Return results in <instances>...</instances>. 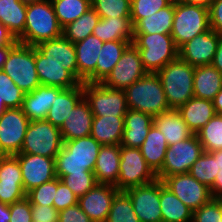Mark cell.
<instances>
[{"label": "cell", "mask_w": 222, "mask_h": 222, "mask_svg": "<svg viewBox=\"0 0 222 222\" xmlns=\"http://www.w3.org/2000/svg\"><path fill=\"white\" fill-rule=\"evenodd\" d=\"M35 48L41 53V63L62 64L78 80L75 46L63 35L41 42Z\"/></svg>", "instance_id": "d6986e66"}, {"label": "cell", "mask_w": 222, "mask_h": 222, "mask_svg": "<svg viewBox=\"0 0 222 222\" xmlns=\"http://www.w3.org/2000/svg\"><path fill=\"white\" fill-rule=\"evenodd\" d=\"M215 158H217V166L222 169V149L210 152Z\"/></svg>", "instance_id": "e7e4bbea"}, {"label": "cell", "mask_w": 222, "mask_h": 222, "mask_svg": "<svg viewBox=\"0 0 222 222\" xmlns=\"http://www.w3.org/2000/svg\"><path fill=\"white\" fill-rule=\"evenodd\" d=\"M210 192L213 198L222 199V169H219Z\"/></svg>", "instance_id": "6f0895ef"}, {"label": "cell", "mask_w": 222, "mask_h": 222, "mask_svg": "<svg viewBox=\"0 0 222 222\" xmlns=\"http://www.w3.org/2000/svg\"><path fill=\"white\" fill-rule=\"evenodd\" d=\"M35 67L41 85L69 89L81 84L62 64L41 63V53L36 48Z\"/></svg>", "instance_id": "d4e9b609"}, {"label": "cell", "mask_w": 222, "mask_h": 222, "mask_svg": "<svg viewBox=\"0 0 222 222\" xmlns=\"http://www.w3.org/2000/svg\"><path fill=\"white\" fill-rule=\"evenodd\" d=\"M100 20V16L93 8L81 15L77 20L62 28V35L73 44L92 35L93 29Z\"/></svg>", "instance_id": "8d00e7d4"}, {"label": "cell", "mask_w": 222, "mask_h": 222, "mask_svg": "<svg viewBox=\"0 0 222 222\" xmlns=\"http://www.w3.org/2000/svg\"><path fill=\"white\" fill-rule=\"evenodd\" d=\"M213 106L216 114L222 115V89L219 93L214 97Z\"/></svg>", "instance_id": "6125c7cd"}, {"label": "cell", "mask_w": 222, "mask_h": 222, "mask_svg": "<svg viewBox=\"0 0 222 222\" xmlns=\"http://www.w3.org/2000/svg\"><path fill=\"white\" fill-rule=\"evenodd\" d=\"M132 44L138 49L147 72L156 73L179 56L170 34L134 33Z\"/></svg>", "instance_id": "5b68a950"}, {"label": "cell", "mask_w": 222, "mask_h": 222, "mask_svg": "<svg viewBox=\"0 0 222 222\" xmlns=\"http://www.w3.org/2000/svg\"><path fill=\"white\" fill-rule=\"evenodd\" d=\"M124 92L128 109L143 112L153 118L171 109L157 73L147 72Z\"/></svg>", "instance_id": "3957f363"}, {"label": "cell", "mask_w": 222, "mask_h": 222, "mask_svg": "<svg viewBox=\"0 0 222 222\" xmlns=\"http://www.w3.org/2000/svg\"><path fill=\"white\" fill-rule=\"evenodd\" d=\"M174 0H131L130 18L133 26L142 18L169 6Z\"/></svg>", "instance_id": "ee69618b"}, {"label": "cell", "mask_w": 222, "mask_h": 222, "mask_svg": "<svg viewBox=\"0 0 222 222\" xmlns=\"http://www.w3.org/2000/svg\"><path fill=\"white\" fill-rule=\"evenodd\" d=\"M184 4L199 5L209 9L214 0H175Z\"/></svg>", "instance_id": "94428289"}, {"label": "cell", "mask_w": 222, "mask_h": 222, "mask_svg": "<svg viewBox=\"0 0 222 222\" xmlns=\"http://www.w3.org/2000/svg\"><path fill=\"white\" fill-rule=\"evenodd\" d=\"M193 84L194 97L213 100L222 89V73L211 64L196 66Z\"/></svg>", "instance_id": "f546056e"}, {"label": "cell", "mask_w": 222, "mask_h": 222, "mask_svg": "<svg viewBox=\"0 0 222 222\" xmlns=\"http://www.w3.org/2000/svg\"><path fill=\"white\" fill-rule=\"evenodd\" d=\"M124 117H93L90 135L101 145H121Z\"/></svg>", "instance_id": "4dcf8cb0"}, {"label": "cell", "mask_w": 222, "mask_h": 222, "mask_svg": "<svg viewBox=\"0 0 222 222\" xmlns=\"http://www.w3.org/2000/svg\"><path fill=\"white\" fill-rule=\"evenodd\" d=\"M153 125V117L128 109L124 116V132L121 146L140 148Z\"/></svg>", "instance_id": "603a6c76"}, {"label": "cell", "mask_w": 222, "mask_h": 222, "mask_svg": "<svg viewBox=\"0 0 222 222\" xmlns=\"http://www.w3.org/2000/svg\"><path fill=\"white\" fill-rule=\"evenodd\" d=\"M210 29L208 8L174 0V19L170 35L178 49L193 37Z\"/></svg>", "instance_id": "8992f818"}, {"label": "cell", "mask_w": 222, "mask_h": 222, "mask_svg": "<svg viewBox=\"0 0 222 222\" xmlns=\"http://www.w3.org/2000/svg\"><path fill=\"white\" fill-rule=\"evenodd\" d=\"M210 28L222 35V0H214L209 7Z\"/></svg>", "instance_id": "11a10c76"}, {"label": "cell", "mask_w": 222, "mask_h": 222, "mask_svg": "<svg viewBox=\"0 0 222 222\" xmlns=\"http://www.w3.org/2000/svg\"><path fill=\"white\" fill-rule=\"evenodd\" d=\"M119 165L120 145H102L93 170L97 184L115 186L119 177Z\"/></svg>", "instance_id": "cb8c5ba5"}, {"label": "cell", "mask_w": 222, "mask_h": 222, "mask_svg": "<svg viewBox=\"0 0 222 222\" xmlns=\"http://www.w3.org/2000/svg\"><path fill=\"white\" fill-rule=\"evenodd\" d=\"M13 47L14 46H6L0 48V71L3 70L4 63L6 62L9 52Z\"/></svg>", "instance_id": "be15d7a7"}, {"label": "cell", "mask_w": 222, "mask_h": 222, "mask_svg": "<svg viewBox=\"0 0 222 222\" xmlns=\"http://www.w3.org/2000/svg\"><path fill=\"white\" fill-rule=\"evenodd\" d=\"M63 147L59 127L47 120L30 121L20 153L55 158Z\"/></svg>", "instance_id": "ba28073f"}, {"label": "cell", "mask_w": 222, "mask_h": 222, "mask_svg": "<svg viewBox=\"0 0 222 222\" xmlns=\"http://www.w3.org/2000/svg\"><path fill=\"white\" fill-rule=\"evenodd\" d=\"M174 19V1L149 17L140 19L134 25V33L171 34Z\"/></svg>", "instance_id": "e575fe53"}, {"label": "cell", "mask_w": 222, "mask_h": 222, "mask_svg": "<svg viewBox=\"0 0 222 222\" xmlns=\"http://www.w3.org/2000/svg\"><path fill=\"white\" fill-rule=\"evenodd\" d=\"M105 222H140L130 197L124 191H119L113 198Z\"/></svg>", "instance_id": "60d3db41"}, {"label": "cell", "mask_w": 222, "mask_h": 222, "mask_svg": "<svg viewBox=\"0 0 222 222\" xmlns=\"http://www.w3.org/2000/svg\"><path fill=\"white\" fill-rule=\"evenodd\" d=\"M153 124L163 133L168 146L193 135L177 109H170L154 117Z\"/></svg>", "instance_id": "83f0119b"}, {"label": "cell", "mask_w": 222, "mask_h": 222, "mask_svg": "<svg viewBox=\"0 0 222 222\" xmlns=\"http://www.w3.org/2000/svg\"><path fill=\"white\" fill-rule=\"evenodd\" d=\"M129 44V41H107L103 43L96 63V83H102L107 78Z\"/></svg>", "instance_id": "d590c367"}, {"label": "cell", "mask_w": 222, "mask_h": 222, "mask_svg": "<svg viewBox=\"0 0 222 222\" xmlns=\"http://www.w3.org/2000/svg\"><path fill=\"white\" fill-rule=\"evenodd\" d=\"M146 73L138 49L130 43L102 84L112 89L125 90Z\"/></svg>", "instance_id": "7c38bea8"}, {"label": "cell", "mask_w": 222, "mask_h": 222, "mask_svg": "<svg viewBox=\"0 0 222 222\" xmlns=\"http://www.w3.org/2000/svg\"><path fill=\"white\" fill-rule=\"evenodd\" d=\"M10 222H32L31 203L27 197L10 204Z\"/></svg>", "instance_id": "f907efd6"}, {"label": "cell", "mask_w": 222, "mask_h": 222, "mask_svg": "<svg viewBox=\"0 0 222 222\" xmlns=\"http://www.w3.org/2000/svg\"><path fill=\"white\" fill-rule=\"evenodd\" d=\"M51 2L62 28L92 8L91 2L87 0H51Z\"/></svg>", "instance_id": "74e56055"}, {"label": "cell", "mask_w": 222, "mask_h": 222, "mask_svg": "<svg viewBox=\"0 0 222 222\" xmlns=\"http://www.w3.org/2000/svg\"><path fill=\"white\" fill-rule=\"evenodd\" d=\"M93 117L89 103L83 98L59 128L63 142L89 136Z\"/></svg>", "instance_id": "7402d4cb"}, {"label": "cell", "mask_w": 222, "mask_h": 222, "mask_svg": "<svg viewBox=\"0 0 222 222\" xmlns=\"http://www.w3.org/2000/svg\"><path fill=\"white\" fill-rule=\"evenodd\" d=\"M195 67L179 56L157 73L171 109H178L194 97L193 80Z\"/></svg>", "instance_id": "277c9868"}, {"label": "cell", "mask_w": 222, "mask_h": 222, "mask_svg": "<svg viewBox=\"0 0 222 222\" xmlns=\"http://www.w3.org/2000/svg\"><path fill=\"white\" fill-rule=\"evenodd\" d=\"M30 123L22 108L7 109L0 117V149L5 155L20 153Z\"/></svg>", "instance_id": "4fadbf2b"}, {"label": "cell", "mask_w": 222, "mask_h": 222, "mask_svg": "<svg viewBox=\"0 0 222 222\" xmlns=\"http://www.w3.org/2000/svg\"><path fill=\"white\" fill-rule=\"evenodd\" d=\"M140 222H162L160 209V179L124 191Z\"/></svg>", "instance_id": "5bb4252c"}, {"label": "cell", "mask_w": 222, "mask_h": 222, "mask_svg": "<svg viewBox=\"0 0 222 222\" xmlns=\"http://www.w3.org/2000/svg\"><path fill=\"white\" fill-rule=\"evenodd\" d=\"M78 204V197L57 177V190L53 199V206L57 211Z\"/></svg>", "instance_id": "681fc988"}, {"label": "cell", "mask_w": 222, "mask_h": 222, "mask_svg": "<svg viewBox=\"0 0 222 222\" xmlns=\"http://www.w3.org/2000/svg\"><path fill=\"white\" fill-rule=\"evenodd\" d=\"M192 222H222V199L211 198L194 211Z\"/></svg>", "instance_id": "c3c4849f"}, {"label": "cell", "mask_w": 222, "mask_h": 222, "mask_svg": "<svg viewBox=\"0 0 222 222\" xmlns=\"http://www.w3.org/2000/svg\"><path fill=\"white\" fill-rule=\"evenodd\" d=\"M3 71L24 92L40 86L35 67V46L17 43L9 52Z\"/></svg>", "instance_id": "52a82bcc"}, {"label": "cell", "mask_w": 222, "mask_h": 222, "mask_svg": "<svg viewBox=\"0 0 222 222\" xmlns=\"http://www.w3.org/2000/svg\"><path fill=\"white\" fill-rule=\"evenodd\" d=\"M91 5L100 18L130 17L131 0H93Z\"/></svg>", "instance_id": "b9f144b4"}, {"label": "cell", "mask_w": 222, "mask_h": 222, "mask_svg": "<svg viewBox=\"0 0 222 222\" xmlns=\"http://www.w3.org/2000/svg\"><path fill=\"white\" fill-rule=\"evenodd\" d=\"M177 110L193 134H197L216 115L212 100L196 97L189 99Z\"/></svg>", "instance_id": "484cf974"}, {"label": "cell", "mask_w": 222, "mask_h": 222, "mask_svg": "<svg viewBox=\"0 0 222 222\" xmlns=\"http://www.w3.org/2000/svg\"><path fill=\"white\" fill-rule=\"evenodd\" d=\"M218 172L217 158H215L210 152H203L198 160L192 165L189 174L200 183L211 188Z\"/></svg>", "instance_id": "ab89813d"}, {"label": "cell", "mask_w": 222, "mask_h": 222, "mask_svg": "<svg viewBox=\"0 0 222 222\" xmlns=\"http://www.w3.org/2000/svg\"><path fill=\"white\" fill-rule=\"evenodd\" d=\"M204 152L222 149V115L216 114L196 134Z\"/></svg>", "instance_id": "f35d334b"}, {"label": "cell", "mask_w": 222, "mask_h": 222, "mask_svg": "<svg viewBox=\"0 0 222 222\" xmlns=\"http://www.w3.org/2000/svg\"><path fill=\"white\" fill-rule=\"evenodd\" d=\"M92 35L103 42L129 41L133 42L134 26L130 17L100 18L93 29Z\"/></svg>", "instance_id": "4316f807"}, {"label": "cell", "mask_w": 222, "mask_h": 222, "mask_svg": "<svg viewBox=\"0 0 222 222\" xmlns=\"http://www.w3.org/2000/svg\"><path fill=\"white\" fill-rule=\"evenodd\" d=\"M0 181L8 184H23L21 168L14 155L0 159Z\"/></svg>", "instance_id": "7dc6e473"}, {"label": "cell", "mask_w": 222, "mask_h": 222, "mask_svg": "<svg viewBox=\"0 0 222 222\" xmlns=\"http://www.w3.org/2000/svg\"><path fill=\"white\" fill-rule=\"evenodd\" d=\"M26 12V2L0 0V22L7 27L16 40L24 33Z\"/></svg>", "instance_id": "836d02e7"}, {"label": "cell", "mask_w": 222, "mask_h": 222, "mask_svg": "<svg viewBox=\"0 0 222 222\" xmlns=\"http://www.w3.org/2000/svg\"><path fill=\"white\" fill-rule=\"evenodd\" d=\"M101 146L91 135L64 141L55 157L56 177L93 172Z\"/></svg>", "instance_id": "7a4b0ae2"}, {"label": "cell", "mask_w": 222, "mask_h": 222, "mask_svg": "<svg viewBox=\"0 0 222 222\" xmlns=\"http://www.w3.org/2000/svg\"><path fill=\"white\" fill-rule=\"evenodd\" d=\"M6 155L2 152V150L0 149V159H2L3 157H5Z\"/></svg>", "instance_id": "003e7915"}, {"label": "cell", "mask_w": 222, "mask_h": 222, "mask_svg": "<svg viewBox=\"0 0 222 222\" xmlns=\"http://www.w3.org/2000/svg\"><path fill=\"white\" fill-rule=\"evenodd\" d=\"M58 222H93L78 204L59 211Z\"/></svg>", "instance_id": "db71d44e"}, {"label": "cell", "mask_w": 222, "mask_h": 222, "mask_svg": "<svg viewBox=\"0 0 222 222\" xmlns=\"http://www.w3.org/2000/svg\"><path fill=\"white\" fill-rule=\"evenodd\" d=\"M139 149L148 166L157 175L163 166L168 144L163 133L154 124Z\"/></svg>", "instance_id": "1f68e13d"}, {"label": "cell", "mask_w": 222, "mask_h": 222, "mask_svg": "<svg viewBox=\"0 0 222 222\" xmlns=\"http://www.w3.org/2000/svg\"><path fill=\"white\" fill-rule=\"evenodd\" d=\"M204 149L196 134L186 140L168 146L161 171L157 179L163 181L166 177L189 173L192 165L203 154Z\"/></svg>", "instance_id": "8fae6325"}, {"label": "cell", "mask_w": 222, "mask_h": 222, "mask_svg": "<svg viewBox=\"0 0 222 222\" xmlns=\"http://www.w3.org/2000/svg\"><path fill=\"white\" fill-rule=\"evenodd\" d=\"M163 183L193 212L213 198L210 188L189 173L168 176Z\"/></svg>", "instance_id": "9a60e30c"}, {"label": "cell", "mask_w": 222, "mask_h": 222, "mask_svg": "<svg viewBox=\"0 0 222 222\" xmlns=\"http://www.w3.org/2000/svg\"><path fill=\"white\" fill-rule=\"evenodd\" d=\"M7 106L5 105L4 101L0 100V117L3 115V113L7 110Z\"/></svg>", "instance_id": "03108f58"}, {"label": "cell", "mask_w": 222, "mask_h": 222, "mask_svg": "<svg viewBox=\"0 0 222 222\" xmlns=\"http://www.w3.org/2000/svg\"><path fill=\"white\" fill-rule=\"evenodd\" d=\"M62 88L40 85L30 93H25L22 110L30 121L45 120L50 107Z\"/></svg>", "instance_id": "44dd1931"}, {"label": "cell", "mask_w": 222, "mask_h": 222, "mask_svg": "<svg viewBox=\"0 0 222 222\" xmlns=\"http://www.w3.org/2000/svg\"><path fill=\"white\" fill-rule=\"evenodd\" d=\"M60 36H62V27L55 15L51 0H35L27 3L24 33L17 41L36 46Z\"/></svg>", "instance_id": "6da1fadb"}, {"label": "cell", "mask_w": 222, "mask_h": 222, "mask_svg": "<svg viewBox=\"0 0 222 222\" xmlns=\"http://www.w3.org/2000/svg\"><path fill=\"white\" fill-rule=\"evenodd\" d=\"M60 180L64 182L78 198L85 195L97 184L94 172L68 174L62 176Z\"/></svg>", "instance_id": "f6af8a7d"}, {"label": "cell", "mask_w": 222, "mask_h": 222, "mask_svg": "<svg viewBox=\"0 0 222 222\" xmlns=\"http://www.w3.org/2000/svg\"><path fill=\"white\" fill-rule=\"evenodd\" d=\"M83 98L82 83L73 88L63 89L57 99H54L45 120L60 128L70 112Z\"/></svg>", "instance_id": "f1b7e54d"}, {"label": "cell", "mask_w": 222, "mask_h": 222, "mask_svg": "<svg viewBox=\"0 0 222 222\" xmlns=\"http://www.w3.org/2000/svg\"><path fill=\"white\" fill-rule=\"evenodd\" d=\"M18 41L15 37L9 32L6 26L0 22V48L6 46H15Z\"/></svg>", "instance_id": "9f6ffc18"}, {"label": "cell", "mask_w": 222, "mask_h": 222, "mask_svg": "<svg viewBox=\"0 0 222 222\" xmlns=\"http://www.w3.org/2000/svg\"><path fill=\"white\" fill-rule=\"evenodd\" d=\"M33 222H58L59 211L54 206L31 204Z\"/></svg>", "instance_id": "f5cc1de1"}, {"label": "cell", "mask_w": 222, "mask_h": 222, "mask_svg": "<svg viewBox=\"0 0 222 222\" xmlns=\"http://www.w3.org/2000/svg\"><path fill=\"white\" fill-rule=\"evenodd\" d=\"M119 190L109 184H96L85 195L78 198V205L93 222H105L111 204Z\"/></svg>", "instance_id": "ac0fdd59"}, {"label": "cell", "mask_w": 222, "mask_h": 222, "mask_svg": "<svg viewBox=\"0 0 222 222\" xmlns=\"http://www.w3.org/2000/svg\"><path fill=\"white\" fill-rule=\"evenodd\" d=\"M14 156L18 159L21 168L26 193L34 187L56 178L55 158L26 153H18Z\"/></svg>", "instance_id": "2e32d148"}, {"label": "cell", "mask_w": 222, "mask_h": 222, "mask_svg": "<svg viewBox=\"0 0 222 222\" xmlns=\"http://www.w3.org/2000/svg\"><path fill=\"white\" fill-rule=\"evenodd\" d=\"M162 222H192L193 211L160 180Z\"/></svg>", "instance_id": "d6a6232c"}, {"label": "cell", "mask_w": 222, "mask_h": 222, "mask_svg": "<svg viewBox=\"0 0 222 222\" xmlns=\"http://www.w3.org/2000/svg\"><path fill=\"white\" fill-rule=\"evenodd\" d=\"M83 95L94 117H124L128 110L124 90L112 89L102 83H82Z\"/></svg>", "instance_id": "9c48e42d"}, {"label": "cell", "mask_w": 222, "mask_h": 222, "mask_svg": "<svg viewBox=\"0 0 222 222\" xmlns=\"http://www.w3.org/2000/svg\"><path fill=\"white\" fill-rule=\"evenodd\" d=\"M10 205L0 201V222H10Z\"/></svg>", "instance_id": "91938a15"}, {"label": "cell", "mask_w": 222, "mask_h": 222, "mask_svg": "<svg viewBox=\"0 0 222 222\" xmlns=\"http://www.w3.org/2000/svg\"><path fill=\"white\" fill-rule=\"evenodd\" d=\"M157 179L139 148L120 145L119 177L115 187L119 191L148 184Z\"/></svg>", "instance_id": "30bf717a"}, {"label": "cell", "mask_w": 222, "mask_h": 222, "mask_svg": "<svg viewBox=\"0 0 222 222\" xmlns=\"http://www.w3.org/2000/svg\"><path fill=\"white\" fill-rule=\"evenodd\" d=\"M20 1H23V2L29 3V2H32V1H35V0H20Z\"/></svg>", "instance_id": "a7ac6f4b"}, {"label": "cell", "mask_w": 222, "mask_h": 222, "mask_svg": "<svg viewBox=\"0 0 222 222\" xmlns=\"http://www.w3.org/2000/svg\"><path fill=\"white\" fill-rule=\"evenodd\" d=\"M103 43L96 36L90 35L74 44L80 83H96V63Z\"/></svg>", "instance_id": "ffe728a7"}, {"label": "cell", "mask_w": 222, "mask_h": 222, "mask_svg": "<svg viewBox=\"0 0 222 222\" xmlns=\"http://www.w3.org/2000/svg\"><path fill=\"white\" fill-rule=\"evenodd\" d=\"M219 42V34L210 29L186 42L179 49V57L190 65L203 66L213 62Z\"/></svg>", "instance_id": "e0dca14e"}, {"label": "cell", "mask_w": 222, "mask_h": 222, "mask_svg": "<svg viewBox=\"0 0 222 222\" xmlns=\"http://www.w3.org/2000/svg\"><path fill=\"white\" fill-rule=\"evenodd\" d=\"M57 190V177L51 181L45 182L40 186L34 187L26 193V197L31 204H40L43 206H53V199Z\"/></svg>", "instance_id": "bcb514c9"}, {"label": "cell", "mask_w": 222, "mask_h": 222, "mask_svg": "<svg viewBox=\"0 0 222 222\" xmlns=\"http://www.w3.org/2000/svg\"><path fill=\"white\" fill-rule=\"evenodd\" d=\"M25 93L2 70L0 71V100L8 109L21 108Z\"/></svg>", "instance_id": "7bdbcfd3"}, {"label": "cell", "mask_w": 222, "mask_h": 222, "mask_svg": "<svg viewBox=\"0 0 222 222\" xmlns=\"http://www.w3.org/2000/svg\"><path fill=\"white\" fill-rule=\"evenodd\" d=\"M26 197L23 184H8L0 181V201L13 204Z\"/></svg>", "instance_id": "816d5d0a"}, {"label": "cell", "mask_w": 222, "mask_h": 222, "mask_svg": "<svg viewBox=\"0 0 222 222\" xmlns=\"http://www.w3.org/2000/svg\"><path fill=\"white\" fill-rule=\"evenodd\" d=\"M211 65L222 73V35H219V42Z\"/></svg>", "instance_id": "680465c9"}]
</instances>
